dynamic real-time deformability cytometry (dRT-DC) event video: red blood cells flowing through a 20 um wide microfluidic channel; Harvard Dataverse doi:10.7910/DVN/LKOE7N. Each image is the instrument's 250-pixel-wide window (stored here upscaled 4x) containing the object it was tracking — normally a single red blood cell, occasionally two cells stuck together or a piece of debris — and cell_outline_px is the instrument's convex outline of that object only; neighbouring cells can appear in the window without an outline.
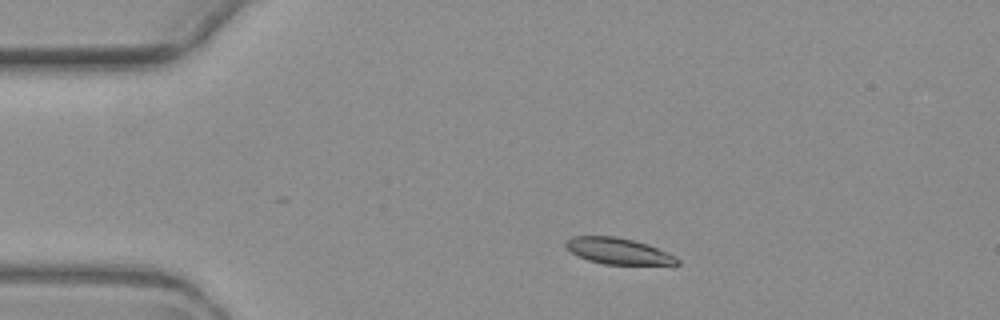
{"species": "common noctule bat (a hibernating species)", "species_latin": "Nyctalus noctula", "temperature_condition": "warm", "stored_images_in_passage": 3, "camera_frame_rate_fps": 3000, "um_per_image_px": 0.085, "animal": {"sex": "female", "body_mass_g": 19.3, "forearm_length_mm": 54.1}, "frame": {"image": 1, "passage_image": 1, "time_ms": 0.0, "image_size_px": [1000, 320], "cell_outline_px": [[680, 264], [604, 264], [588, 260], [576, 256], [564, 244], [572, 236], [616, 236], [648, 244], [676, 256], [680, 260]], "centroid_in_image_um": [52.55, 21.34], "position_along_channel_um": 32.5, "area_um2": 16.88}}
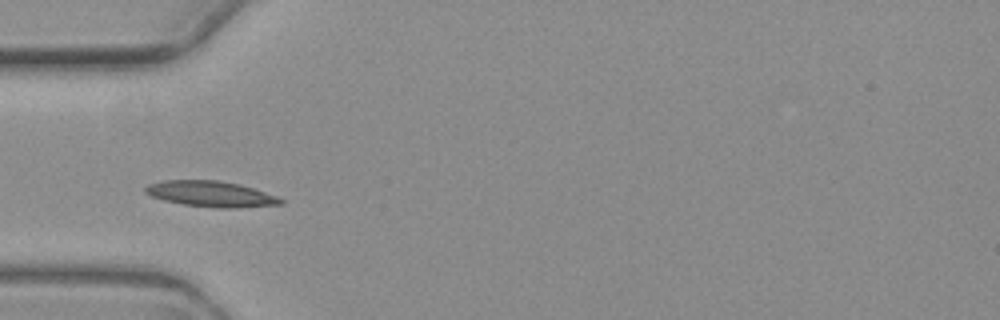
{"frame": {"image": 2, "passage_image": 3, "time_ms": 2.333, "image_size_px": [1000, 320], "cell_outline_px": [[284, 204], [236, 208], [220, 208], [184, 204], [164, 200], [152, 196], [144, 192], [144, 188], [148, 184], [164, 180], [216, 180], [240, 184], [276, 196], [284, 200]], "centroid_in_image_um": [17.92, 16.48], "position_along_channel_um": 67.1, "area_um2": 20.17}}